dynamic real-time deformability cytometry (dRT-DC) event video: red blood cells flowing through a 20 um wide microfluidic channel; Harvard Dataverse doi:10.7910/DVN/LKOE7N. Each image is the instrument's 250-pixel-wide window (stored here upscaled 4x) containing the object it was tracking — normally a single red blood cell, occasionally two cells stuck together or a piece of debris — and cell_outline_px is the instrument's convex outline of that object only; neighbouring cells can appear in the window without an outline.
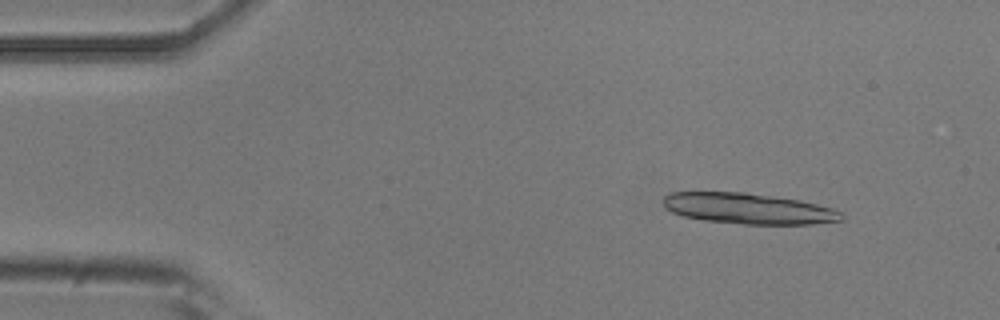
{"species": "common noctule bat (a hibernating species)", "species_latin": "Nyctalus noctula", "temperature_condition": "room temperature", "stored_images_in_passage": 51, "camera_frame_rate_fps": 3000, "um_per_image_px": 0.085, "animal": {"sex": "male", "body_mass_g": 20.5, "forearm_length_mm": 52.5}, "frame": {"image": 1, "passage_image": 5, "time_ms": 1.333, "image_size_px": [1000, 320], "cell_outline_px": [[844, 220], [812, 224], [744, 224], [704, 220], [684, 216], [672, 212], [664, 208], [664, 196], [668, 192], [744, 192], [800, 200], [832, 208], [840, 212], [844, 216]], "centroid_in_image_um": [63.6, 17.72], "position_along_channel_um": 21.4, "area_um2": 31.91}}
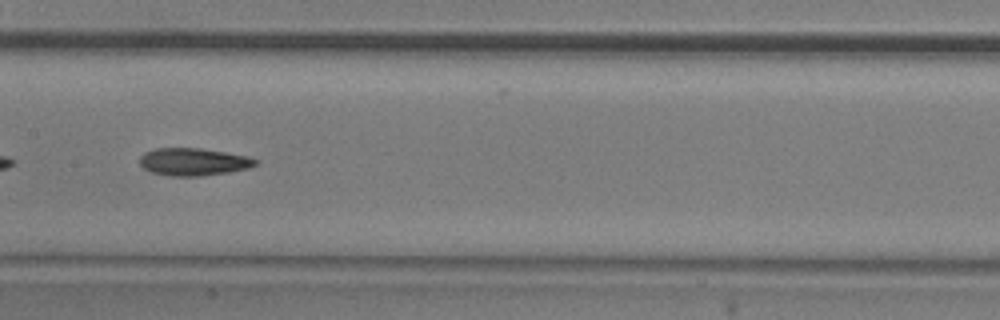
{"frame": {"image": 2, "passage_image": 25, "time_ms": 8.0, "image_size_px": [1000, 320], "cell_outline_px": [[260, 160], [256, 164], [248, 168], [228, 172], [200, 176], [172, 176], [152, 172], [144, 168], [140, 164], [140, 156], [144, 152], [156, 148], [200, 148], [248, 156]], "centroid_in_image_um": [16.45, 13.75], "position_along_channel_um": 191.0, "area_um2": 18.5}}
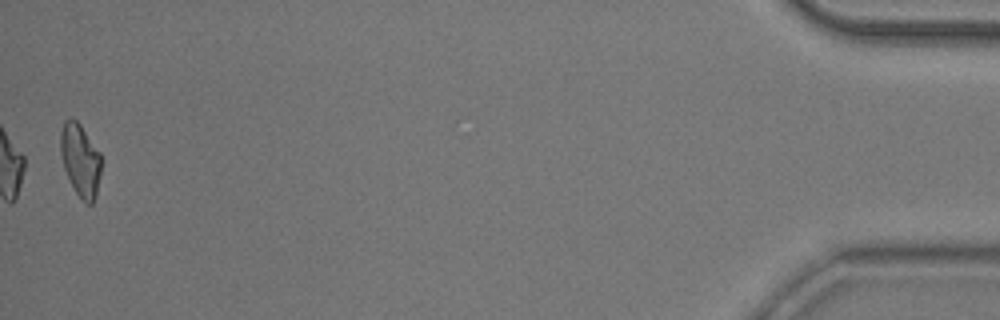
{"frame": {"image": 3, "passage_image": 51, "time_ms": 16.667, "image_size_px": [1000, 320], "cell_outline_px": [[104, 160], [96, 196], [92, 204], [84, 204], [76, 192], [64, 168], [60, 152], [60, 132], [64, 120], [72, 116], [80, 124], [100, 152]], "centroid_in_image_um": [6.86, 13.6], "position_along_channel_um": 428.3, "area_um2": 17.69}, "authors_computed_cell_mechanics": {"area_um2": 18.3804, "velocity_mm_per_s": 3.8387, "shape_relaxation_time_tau1_ms": 8.6615, "shape_relaxation_time_tau2_ms": 3.5615, "deformation_change_tau1": 0.2064, "deformation_change_tau2": 0.1141}}